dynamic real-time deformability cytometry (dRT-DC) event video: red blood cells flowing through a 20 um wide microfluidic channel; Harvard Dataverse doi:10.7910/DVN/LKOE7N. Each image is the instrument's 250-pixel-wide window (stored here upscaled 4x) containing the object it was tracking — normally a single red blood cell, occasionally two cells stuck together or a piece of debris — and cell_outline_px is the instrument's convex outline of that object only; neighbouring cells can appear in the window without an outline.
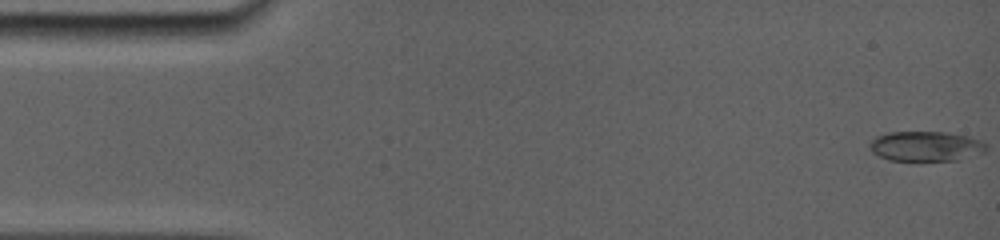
{"species": "common noctule bat (a hibernating species)", "species_latin": "Nyctalus noctula", "temperature_condition": "room temperature", "stored_images_in_passage": 40, "camera_frame_rate_fps": 5000, "um_per_image_px": 0.085, "animal": {"sex": "female", "body_mass_g": 19.0, "forearm_length_mm": 56.7}, "frame": {"image": 1, "passage_image": 1, "time_ms": 0.0, "image_size_px": [1000, 240], "cell_outline_px": [[976, 140], [944, 160], [892, 160], [876, 152], [872, 148], [872, 144], [880, 136], [892, 132], [940, 132], [964, 136]], "centroid_in_image_um": [78.19, 12.37], "position_along_channel_um": 6.8, "area_um2": 16.47}}
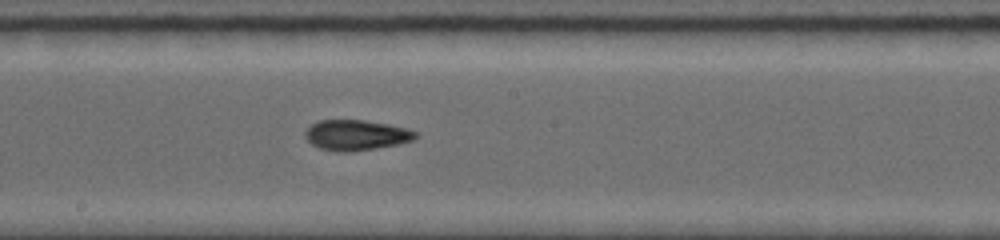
{"frame": {"image": 2, "passage_image": 21, "time_ms": 8.8, "image_size_px": [1000, 240], "cell_outline_px": [[416, 136], [412, 140], [396, 144], [376, 148], [344, 152], [340, 152], [320, 148], [312, 144], [304, 136], [304, 132], [312, 124], [320, 120], [364, 120], [388, 124], [404, 128], [416, 132]], "centroid_in_image_um": [30.23, 11.48], "position_along_channel_um": 218.0, "area_um2": 19.19}}
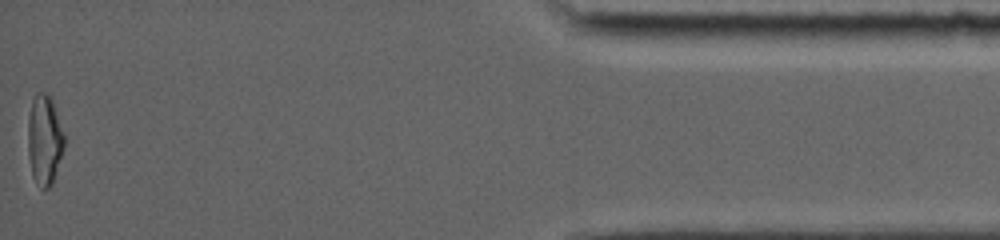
{"frame": {"image": 3, "passage_image": 40, "time_ms": 16.2, "image_size_px": [1000, 240], "cell_outline_px": [[64, 148], [52, 184], [48, 188], [40, 188], [36, 184], [32, 176], [28, 156], [28, 116], [32, 100], [36, 92], [44, 92], [52, 96], [64, 132]], "centroid_in_image_um": [3.78, 11.86], "position_along_channel_um": 431.4, "area_um2": 19.48}, "authors_computed_cell_mechanics": {"area_um2": 18.6116, "velocity_mm_per_s": 3.8455, "shape_relaxation_time_tau1_ms": null, "shape_relaxation_time_tau2_ms": 1.8232, "deformation_change_tau1": null, "deformation_change_tau2": 0.0486}}